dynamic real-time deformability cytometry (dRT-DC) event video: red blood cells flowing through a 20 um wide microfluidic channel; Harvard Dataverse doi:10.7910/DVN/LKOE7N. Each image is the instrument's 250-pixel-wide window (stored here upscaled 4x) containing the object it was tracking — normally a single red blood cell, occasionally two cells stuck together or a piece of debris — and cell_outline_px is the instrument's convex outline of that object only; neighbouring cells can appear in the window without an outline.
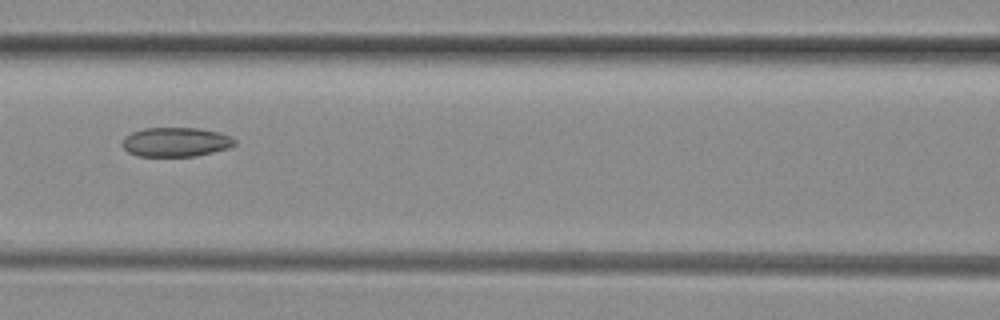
{"species": "common noctule bat (a hibernating species)", "species_latin": "Nyctalus noctula", "temperature_condition": "room temperature", "stored_images_in_passage": 8, "camera_frame_rate_fps": 3000, "um_per_image_px": 0.085, "animal": {"sex": "female", "body_mass_g": 29.2, "forearm_length_mm": 56.3}, "frame": {"image": 1, "passage_image": 8, "time_ms": 2.333, "image_size_px": [1000, 320], "cell_outline_px": [[236, 144], [228, 148], [196, 156], [136, 156], [128, 152], [120, 144], [124, 136], [132, 132], [144, 128], [196, 128], [220, 132], [232, 136], [236, 140]], "centroid_in_image_um": [14.93, 12.07], "position_along_channel_um": 151.7, "area_um2": 19.36}}